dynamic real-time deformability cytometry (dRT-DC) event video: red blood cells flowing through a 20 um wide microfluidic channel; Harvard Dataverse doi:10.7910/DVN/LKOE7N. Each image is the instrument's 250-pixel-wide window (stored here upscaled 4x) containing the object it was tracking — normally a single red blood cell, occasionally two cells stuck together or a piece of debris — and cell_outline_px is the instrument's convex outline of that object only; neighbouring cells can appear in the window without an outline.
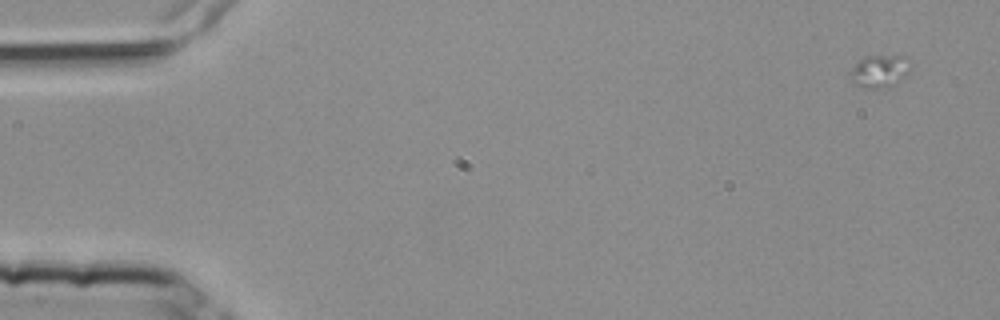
{"species": "common noctule bat (a hibernating species)", "species_latin": "Nyctalus noctula", "temperature_condition": "room temperature", "stored_images_in_passage": 5, "camera_frame_rate_fps": 3000, "um_per_image_px": 0.085, "animal": {"sex": "female", "body_mass_g": 25.1}, "frame": {"image": 1, "passage_image": 1, "time_ms": 0.0, "image_size_px": [1000, 320], "cell_outline_px": [[912, 68], [896, 84], [884, 92], [864, 88], [856, 84], [848, 76], [852, 68], [864, 56], [904, 56]], "centroid_in_image_um": [74.76, 6.12], "position_along_channel_um": 10.2, "area_um2": 11.79}}